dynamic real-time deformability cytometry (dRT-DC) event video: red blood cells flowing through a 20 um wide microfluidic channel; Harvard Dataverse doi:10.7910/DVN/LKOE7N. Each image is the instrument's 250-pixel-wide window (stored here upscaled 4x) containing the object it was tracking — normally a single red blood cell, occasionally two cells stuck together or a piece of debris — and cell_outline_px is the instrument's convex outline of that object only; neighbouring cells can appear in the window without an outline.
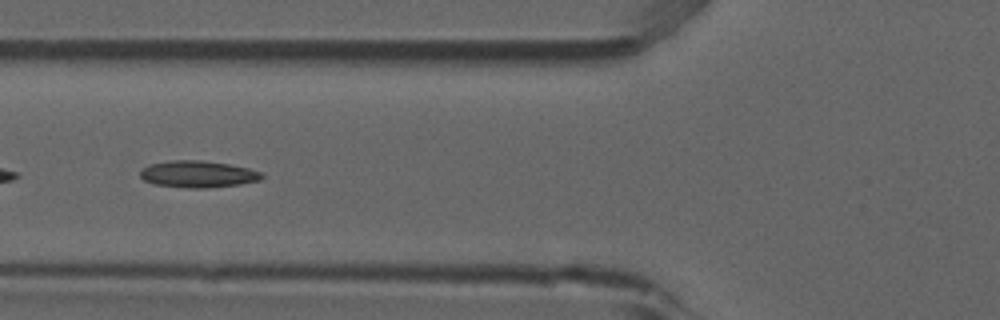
{"species": "common noctule bat (a hibernating species)", "species_latin": "Nyctalus noctula", "temperature_condition": "room temperature", "stored_images_in_passage": 7, "camera_frame_rate_fps": 3000, "um_per_image_px": 0.085, "animal": {"sex": "male", "forearm_length_mm": 52.5}, "frame": {"image": 1, "passage_image": 5, "time_ms": 1.333, "image_size_px": [1000, 320], "cell_outline_px": [[264, 176], [260, 180], [240, 184], [208, 188], [188, 188], [152, 184], [144, 180], [140, 176], [140, 172], [148, 164], [172, 160], [200, 160], [228, 164], [248, 168], [264, 172]], "centroid_in_image_um": [16.83, 14.8], "position_along_channel_um": 109.0, "area_um2": 19.07}}
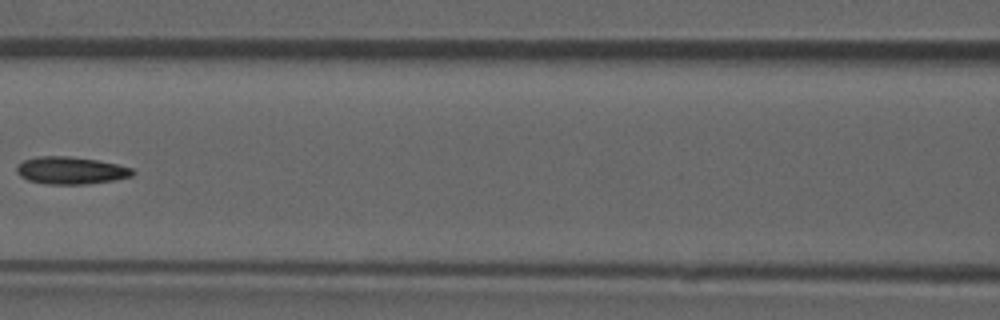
{"frame": {"image": 2, "passage_image": 6, "time_ms": 1.667, "image_size_px": [1000, 320], "cell_outline_px": [[136, 172], [132, 176], [116, 180], [84, 184], [48, 184], [28, 180], [20, 176], [16, 172], [16, 168], [24, 160], [36, 156], [68, 156], [96, 160], [116, 164], [132, 168]], "centroid_in_image_um": [6.03, 14.49], "position_along_channel_um": 160.6, "area_um2": 18.44}}